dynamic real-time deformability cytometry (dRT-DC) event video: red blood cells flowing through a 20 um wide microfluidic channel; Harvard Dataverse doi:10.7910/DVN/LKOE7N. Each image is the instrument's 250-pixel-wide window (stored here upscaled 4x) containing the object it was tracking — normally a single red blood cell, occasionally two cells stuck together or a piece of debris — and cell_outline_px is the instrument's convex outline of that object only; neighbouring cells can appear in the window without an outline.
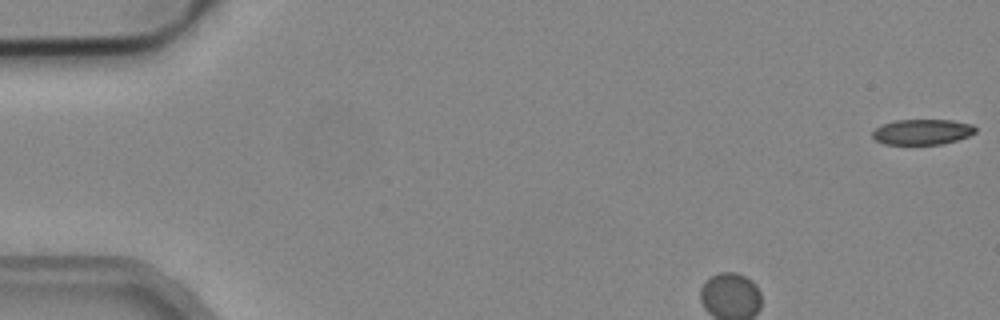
{"species": "common noctule bat (a hibernating species)", "species_latin": "Nyctalus noctula", "temperature_condition": "cold", "stored_images_in_passage": 7, "camera_frame_rate_fps": 3000, "um_per_image_px": 0.085, "animal": {"sex": "male", "body_mass_g": 19.2, "forearm_length_mm": 51.8}, "frame": {"image": 1, "passage_image": 1, "time_ms": 0.0, "image_size_px": [1000, 320], "cell_outline_px": [[976, 132], [968, 136], [944, 144], [884, 144], [876, 140], [872, 136], [872, 132], [880, 124], [896, 120], [952, 120], [972, 124], [976, 128]], "centroid_in_image_um": [78.38, 11.21], "position_along_channel_um": 6.6, "area_um2": 15.32}}